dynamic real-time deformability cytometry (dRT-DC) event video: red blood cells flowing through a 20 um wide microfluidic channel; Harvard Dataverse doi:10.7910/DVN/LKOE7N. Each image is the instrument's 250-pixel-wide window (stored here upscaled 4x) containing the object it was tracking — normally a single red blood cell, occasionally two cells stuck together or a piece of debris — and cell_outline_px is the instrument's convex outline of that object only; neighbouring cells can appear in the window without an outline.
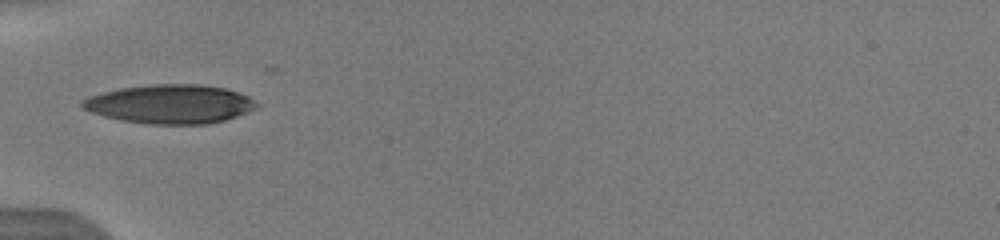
{"species": "human", "species_latin": "Homo sapiens", "temperature_condition": "warm", "stored_images_in_passage": 14, "camera_frame_rate_fps": 3000, "um_per_image_px": 0.085, "donor": {"sex": "male"}, "frame": {"image": 1, "passage_image": 1, "time_ms": 0.0, "image_size_px": [1000, 240], "cell_outline_px": [[256, 108], [236, 116], [224, 120], [204, 124], [148, 124], [120, 120], [104, 116], [92, 112], [84, 108], [80, 104], [88, 96], [100, 92], [120, 88], [152, 84], [204, 84], [224, 88], [248, 96], [256, 104]], "centroid_in_image_um": [14.42, 8.84], "position_along_channel_um": 70.6, "area_um2": 39.3}}
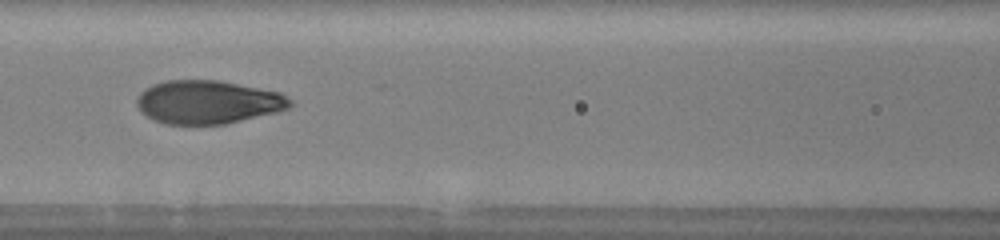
{"frame": {"image": 2, "passage_image": 9, "time_ms": 2.0, "image_size_px": [1000, 240], "cell_outline_px": [[292, 104], [288, 108], [276, 112], [224, 124], [164, 124], [140, 112], [136, 104], [136, 100], [140, 92], [144, 88], [152, 84], [164, 80], [220, 80], [280, 92], [292, 100]], "centroid_in_image_um": [17.64, 8.66], "position_along_channel_um": 149.0, "area_um2": 38.84}}